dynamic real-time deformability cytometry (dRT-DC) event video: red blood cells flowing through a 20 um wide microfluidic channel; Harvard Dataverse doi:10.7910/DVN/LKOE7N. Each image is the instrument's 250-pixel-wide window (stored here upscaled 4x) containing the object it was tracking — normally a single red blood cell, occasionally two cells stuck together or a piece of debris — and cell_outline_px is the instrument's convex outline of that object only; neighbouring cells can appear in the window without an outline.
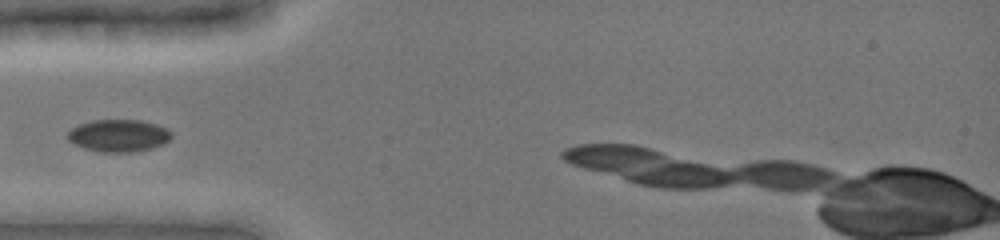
{"species": "common noctule bat (a hibernating species)", "species_latin": "Nyctalus noctula", "temperature_condition": "cold", "stored_images_in_passage": 5, "camera_frame_rate_fps": 3000, "um_per_image_px": 0.085, "animal": {"sex": "female", "body_mass_g": 19.0, "forearm_length_mm": 51.5}, "frame": {"image": 1, "passage_image": 1, "time_ms": 0.0, "image_size_px": [1000, 240], "cell_outline_px": [[172, 136], [164, 144], [152, 148], [132, 152], [104, 152], [84, 148], [72, 144], [64, 136], [72, 128], [80, 124], [92, 120], [140, 120], [156, 124], [172, 132]], "centroid_in_image_um": [10.05, 11.53], "position_along_channel_um": 75.0, "area_um2": 19.59}}